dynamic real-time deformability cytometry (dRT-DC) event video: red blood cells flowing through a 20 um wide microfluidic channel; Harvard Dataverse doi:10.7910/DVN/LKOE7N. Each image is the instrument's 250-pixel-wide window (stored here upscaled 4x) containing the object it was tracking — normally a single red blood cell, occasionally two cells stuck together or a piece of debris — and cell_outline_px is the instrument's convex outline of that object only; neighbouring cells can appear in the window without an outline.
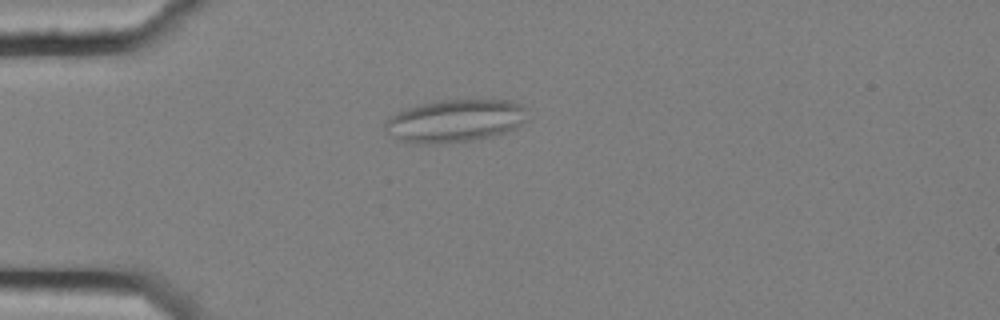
{"species": "common noctule bat (a hibernating species)", "species_latin": "Nyctalus noctula", "temperature_condition": "cold", "stored_images_in_passage": 6, "camera_frame_rate_fps": 3000, "um_per_image_px": 0.085, "animal": {"sex": "female", "body_mass_g": 25.1}, "frame": {"image": 1, "passage_image": 4, "time_ms": 1.0, "image_size_px": [1000, 320], "cell_outline_px": [[528, 120], [504, 132], [472, 140], [428, 144], [396, 140], [384, 128], [384, 124], [388, 116], [404, 108], [436, 100], [512, 100], [520, 104], [524, 108]], "centroid_in_image_um": [38.62, 10.25], "position_along_channel_um": 46.4, "area_um2": 35.26}}